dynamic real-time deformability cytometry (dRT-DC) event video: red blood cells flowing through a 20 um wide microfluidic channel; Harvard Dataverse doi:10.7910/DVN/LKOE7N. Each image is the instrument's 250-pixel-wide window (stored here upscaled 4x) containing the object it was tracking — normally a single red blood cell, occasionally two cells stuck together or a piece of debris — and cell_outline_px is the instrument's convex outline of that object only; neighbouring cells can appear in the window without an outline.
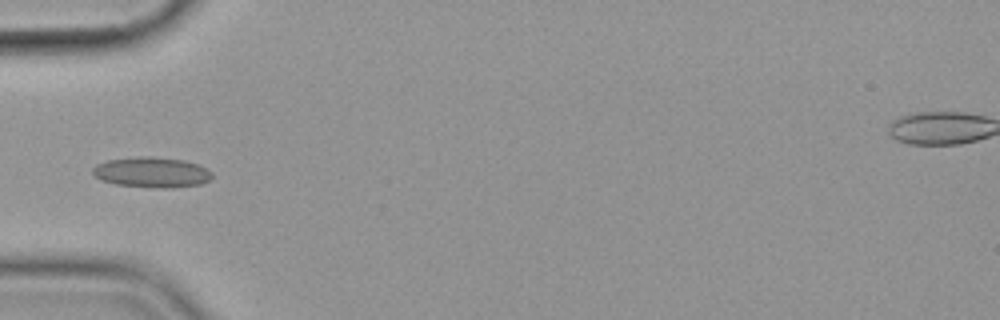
{"species": "common noctule bat (a hibernating species)", "species_latin": "Nyctalus noctula", "temperature_condition": "cold", "stored_images_in_passage": 7, "camera_frame_rate_fps": 3000, "um_per_image_px": 0.085, "animal": {"sex": "female", "body_mass_g": 19.9}, "frame": {"image": 1, "passage_image": 5, "time_ms": 4.667, "image_size_px": [1000, 320], "cell_outline_px": [[212, 176], [208, 180], [200, 184], [172, 188], [160, 188], [116, 184], [100, 180], [92, 172], [92, 168], [96, 164], [108, 160], [136, 156], [152, 156], [184, 160], [200, 164], [212, 172]], "centroid_in_image_um": [12.9, 14.63], "position_along_channel_um": 72.1, "area_um2": 21.27}}
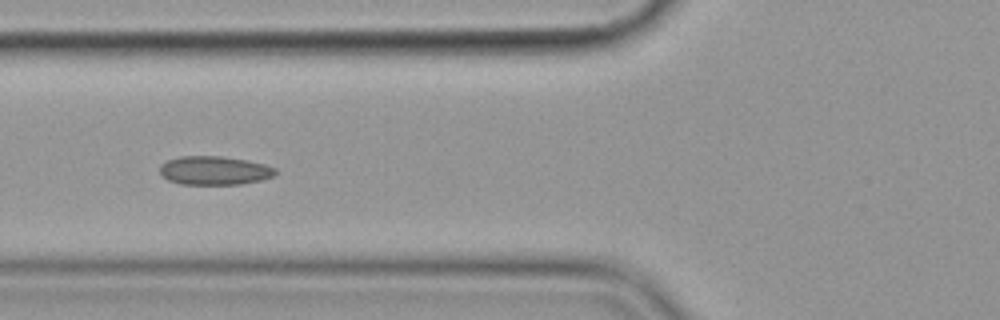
{"frame": {"image": 2, "passage_image": 6, "time_ms": 5.667, "image_size_px": [1000, 320], "cell_outline_px": [[276, 172], [272, 176], [260, 180], [240, 184], [180, 184], [168, 180], [160, 172], [160, 164], [168, 160], [180, 156], [220, 156], [248, 160], [264, 164], [276, 168]], "centroid_in_image_um": [18.21, 14.48], "position_along_channel_um": 107.6, "area_um2": 19.25}}
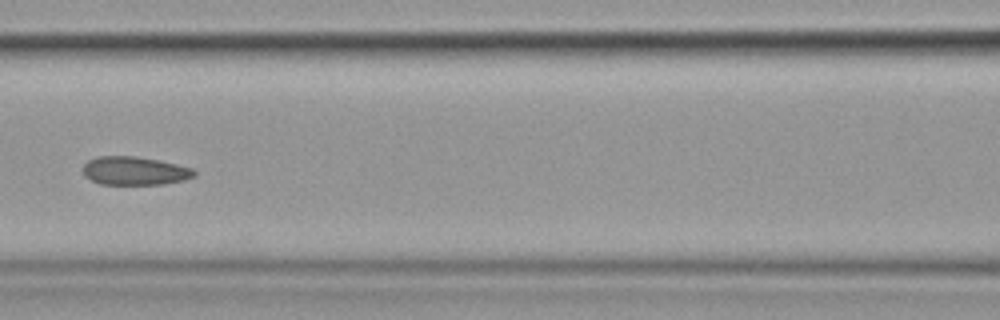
{"frame": {"image": 3, "passage_image": 7, "time_ms": 7.0, "image_size_px": [1000, 320], "cell_outline_px": [[196, 176], [184, 180], [164, 184], [100, 184], [84, 176], [80, 168], [88, 160], [96, 156], [136, 156], [160, 160], [192, 168], [196, 172]], "centroid_in_image_um": [11.42, 14.51], "position_along_channel_um": 155.2, "area_um2": 18.67}}